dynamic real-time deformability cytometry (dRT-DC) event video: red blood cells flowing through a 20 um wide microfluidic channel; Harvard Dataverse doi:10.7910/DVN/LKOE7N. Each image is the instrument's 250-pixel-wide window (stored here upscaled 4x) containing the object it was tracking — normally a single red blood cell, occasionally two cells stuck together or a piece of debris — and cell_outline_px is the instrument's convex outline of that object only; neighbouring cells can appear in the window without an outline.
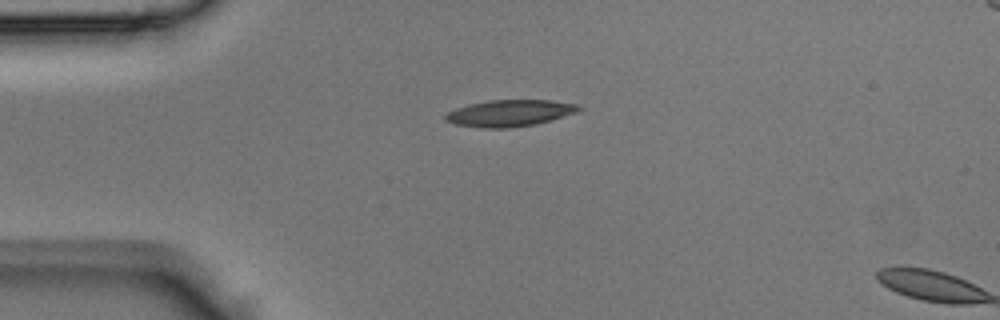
{"species": "Egyptian fruit bat (a non-hibernating species)", "species_latin": "Rousettus aegyptiacus", "temperature_condition": "room temperature", "stored_images_in_passage": 2, "camera_frame_rate_fps": 3000, "um_per_image_px": 0.085, "animal": {"sex": "male"}, "frame": {"image": 1, "passage_image": 1, "time_ms": 0.0, "image_size_px": [1000, 320], "cell_outline_px": [[584, 108], [576, 112], [552, 120], [536, 124], [508, 128], [480, 128], [456, 124], [444, 120], [444, 116], [448, 112], [456, 108], [468, 104], [488, 100], [552, 100], [580, 104]], "centroid_in_image_um": [43.35, 9.61], "position_along_channel_um": 41.7, "area_um2": 20.87}}